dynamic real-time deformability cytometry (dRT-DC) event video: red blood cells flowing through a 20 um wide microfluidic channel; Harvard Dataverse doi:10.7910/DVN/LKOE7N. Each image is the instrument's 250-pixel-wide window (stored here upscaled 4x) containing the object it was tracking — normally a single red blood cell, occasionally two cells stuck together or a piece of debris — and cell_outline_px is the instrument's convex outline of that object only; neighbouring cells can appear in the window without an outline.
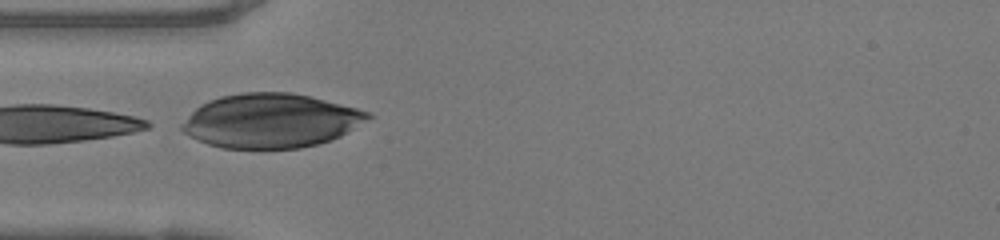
{"species": "human", "species_latin": "Homo sapiens", "temperature_condition": "warm", "stored_images_in_passage": 34, "camera_frame_rate_fps": 3000, "um_per_image_px": 0.085, "donor": {"sex": "female"}, "frame": {"image": 1, "passage_image": 13, "time_ms": 4.0, "image_size_px": [1000, 240], "cell_outline_px": [[372, 116], [340, 136], [332, 140], [300, 148], [224, 148], [208, 144], [184, 132], [180, 128], [180, 124], [200, 104], [208, 100], [220, 96], [240, 92], [292, 92], [356, 108], [368, 112]], "centroid_in_image_um": [22.97, 10.25], "position_along_channel_um": 62.0, "area_um2": 58.15}}